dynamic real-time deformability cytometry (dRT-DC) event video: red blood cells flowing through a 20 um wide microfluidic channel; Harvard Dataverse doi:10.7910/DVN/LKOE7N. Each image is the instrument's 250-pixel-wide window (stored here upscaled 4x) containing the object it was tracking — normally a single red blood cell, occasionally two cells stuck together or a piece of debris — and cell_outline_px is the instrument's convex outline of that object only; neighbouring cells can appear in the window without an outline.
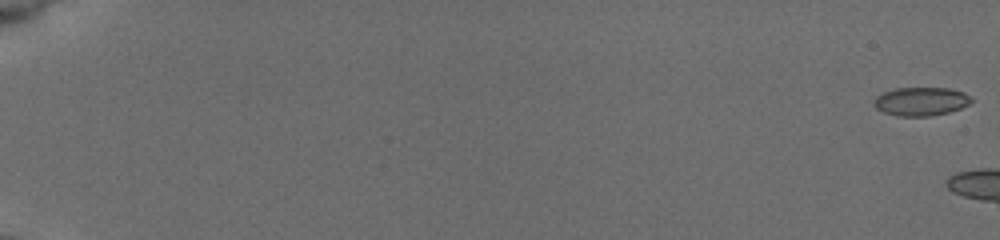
{"species": "common noctule bat (a hibernating species)", "species_latin": "Nyctalus noctula", "temperature_condition": "cold", "stored_images_in_passage": 14, "camera_frame_rate_fps": 3000, "um_per_image_px": 0.085, "animal": {"sex": "female", "body_mass_g": 19.5, "forearm_length_mm": 54.1}, "frame": {"image": 1, "passage_image": 1, "time_ms": 0.0, "image_size_px": [1000, 240], "cell_outline_px": [[972, 100], [968, 104], [960, 108], [948, 112], [928, 116], [896, 116], [884, 112], [876, 108], [872, 104], [872, 100], [876, 96], [884, 92], [896, 88], [948, 88], [964, 92], [972, 96]], "centroid_in_image_um": [78.25, 8.61], "position_along_channel_um": 6.7, "area_um2": 16.24}}